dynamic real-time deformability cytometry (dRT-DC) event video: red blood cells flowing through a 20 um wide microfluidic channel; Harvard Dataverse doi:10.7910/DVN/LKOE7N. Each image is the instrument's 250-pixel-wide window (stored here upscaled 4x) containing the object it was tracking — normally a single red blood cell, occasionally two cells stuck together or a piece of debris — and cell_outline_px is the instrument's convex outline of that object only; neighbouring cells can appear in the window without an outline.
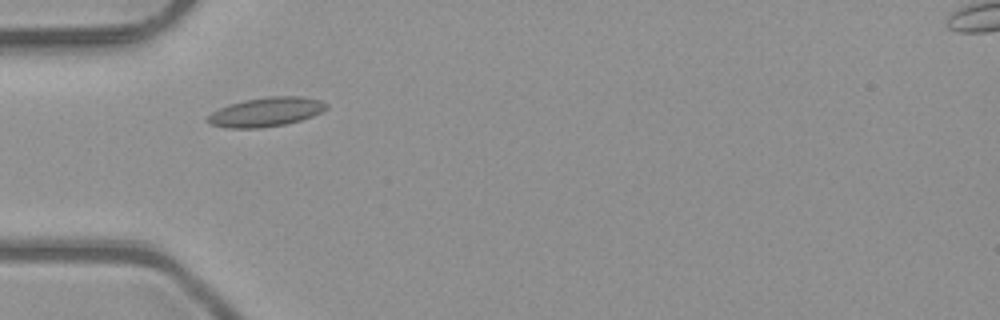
{"species": "common noctule bat (a hibernating species)", "species_latin": "Nyctalus noctula", "temperature_condition": "room temperature", "stored_images_in_passage": 4, "camera_frame_rate_fps": 3000, "um_per_image_px": 0.085, "animal": {"sex": "male", "body_mass_g": 23.1, "forearm_length_mm": 52.7}, "frame": {"image": 1, "passage_image": 1, "time_ms": 0.0, "image_size_px": [1000, 320], "cell_outline_px": [[328, 108], [312, 116], [300, 120], [284, 124], [260, 128], [224, 128], [208, 124], [204, 120], [212, 112], [228, 104], [244, 100], [268, 96], [304, 96], [320, 100], [328, 104]], "centroid_in_image_um": [22.57, 9.51], "position_along_channel_um": 62.4, "area_um2": 20.35}}
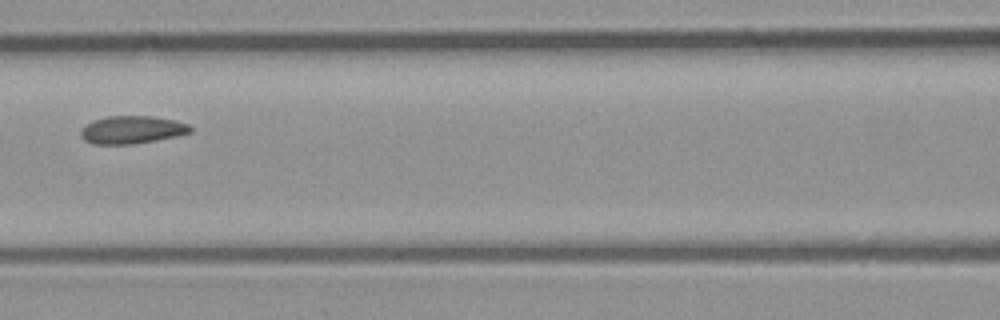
{"frame": {"image": 2, "passage_image": 3, "time_ms": 0.667, "image_size_px": [1000, 320], "cell_outline_px": [[192, 132], [176, 136], [156, 140], [132, 144], [92, 144], [84, 140], [80, 136], [80, 128], [92, 120], [108, 116], [152, 116], [176, 120], [188, 124], [192, 128]], "centroid_in_image_um": [11.19, 11.03], "position_along_channel_um": 155.4, "area_um2": 17.92}}
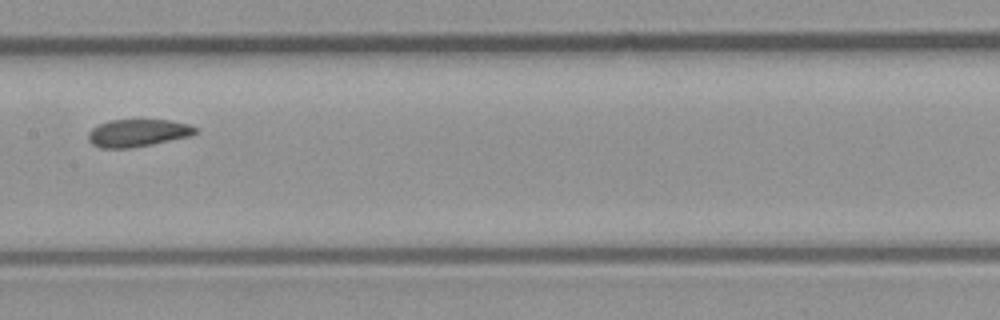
{"frame": {"image": 3, "passage_image": 4, "time_ms": 1.0, "image_size_px": [1000, 320], "cell_outline_px": [[196, 132], [188, 136], [152, 144], [128, 148], [100, 148], [92, 144], [88, 140], [88, 132], [92, 128], [108, 120], [168, 120], [192, 124], [196, 128]], "centroid_in_image_um": [11.68, 11.29], "position_along_channel_um": 195.7, "area_um2": 17.05}}